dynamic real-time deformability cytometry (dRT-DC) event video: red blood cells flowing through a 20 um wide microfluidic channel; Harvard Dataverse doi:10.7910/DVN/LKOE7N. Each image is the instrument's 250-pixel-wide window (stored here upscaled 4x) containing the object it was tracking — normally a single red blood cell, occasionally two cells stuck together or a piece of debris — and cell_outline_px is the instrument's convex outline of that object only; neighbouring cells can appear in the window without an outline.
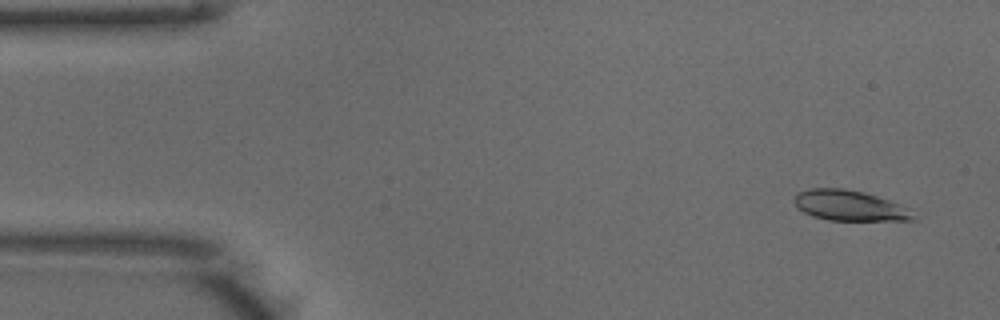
{"species": "common noctule bat (a hibernating species)", "species_latin": "Nyctalus noctula", "temperature_condition": "warm", "stored_images_in_passage": 15, "camera_frame_rate_fps": 3000, "um_per_image_px": 0.085, "animal": {"sex": "male", "body_mass_g": 18.8}, "frame": {"image": 1, "passage_image": 2, "time_ms": 0.333, "image_size_px": [1000, 320], "cell_outline_px": [[916, 220], [828, 220], [812, 216], [804, 212], [792, 200], [796, 192], [812, 188], [844, 188], [864, 192], [888, 200], [908, 208], [916, 216]], "centroid_in_image_um": [72.19, 17.47], "position_along_channel_um": 12.8, "area_um2": 21.04}}
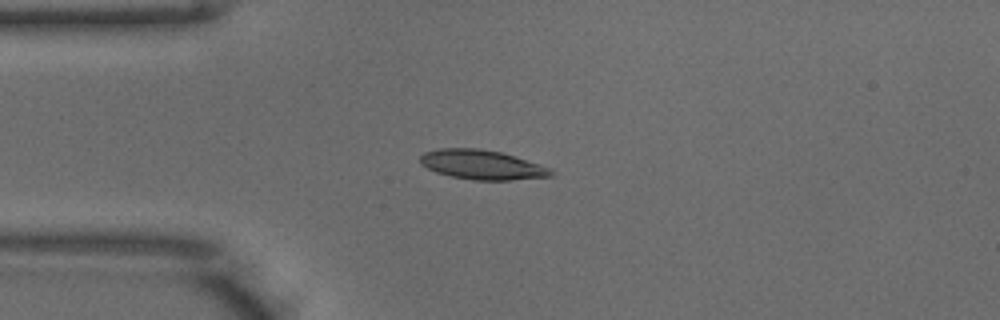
{"frame": {"image": 2, "passage_image": 11, "time_ms": 3.333, "image_size_px": [1000, 320], "cell_outline_px": [[556, 176], [512, 180], [472, 180], [452, 176], [436, 172], [420, 164], [420, 156], [424, 152], [440, 148], [480, 148], [500, 152], [540, 164], [552, 168], [556, 172]], "centroid_in_image_um": [41.02, 14.01], "position_along_channel_um": 44.0, "area_um2": 22.66}}